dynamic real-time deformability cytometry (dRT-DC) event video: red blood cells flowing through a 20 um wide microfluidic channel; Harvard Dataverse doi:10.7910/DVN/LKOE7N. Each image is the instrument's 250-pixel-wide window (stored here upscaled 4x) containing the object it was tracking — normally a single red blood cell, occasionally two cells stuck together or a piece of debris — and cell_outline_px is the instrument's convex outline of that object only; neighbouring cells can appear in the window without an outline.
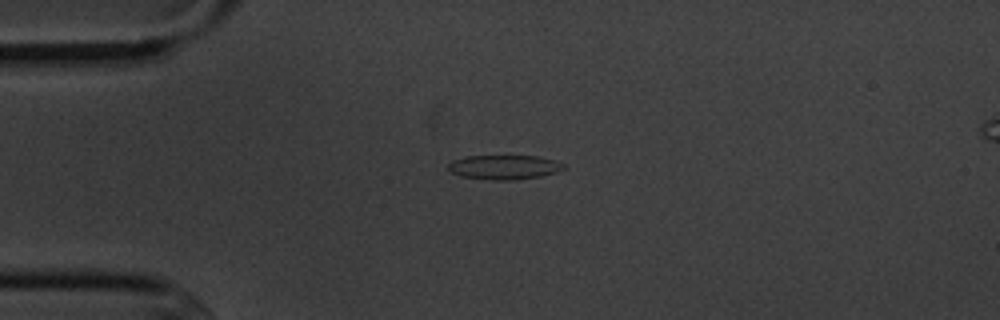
{"species": "common noctule bat (a hibernating species)", "species_latin": "Nyctalus noctula", "temperature_condition": "cold", "stored_images_in_passage": 7, "camera_frame_rate_fps": 3000, "um_per_image_px": 0.085, "animal": {"sex": "male", "body_mass_g": 20.1, "forearm_length_mm": 53.5}, "frame": {"image": 1, "passage_image": 1, "time_ms": 0.0, "image_size_px": [1000, 320], "cell_outline_px": [[568, 168], [556, 172], [540, 176], [512, 180], [492, 180], [460, 176], [452, 172], [448, 168], [448, 164], [452, 160], [468, 156], [536, 156], [556, 160], [564, 164]], "centroid_in_image_um": [42.88, 14.21], "position_along_channel_um": 42.1, "area_um2": 16.42}}
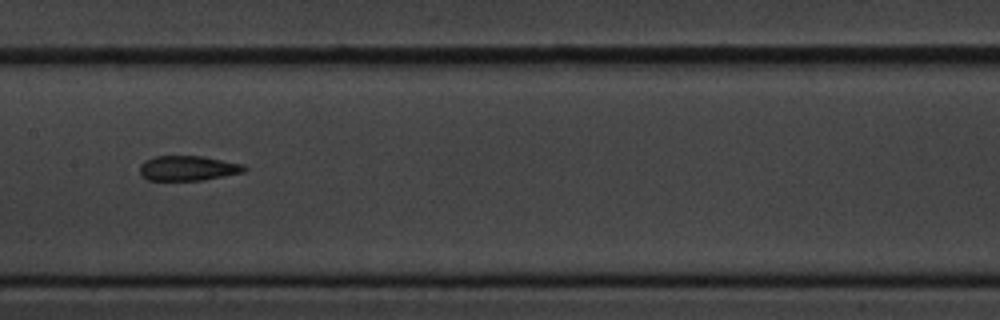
{"frame": {"image": 2, "passage_image": 5, "time_ms": 4.667, "image_size_px": [1000, 320], "cell_outline_px": [[248, 168], [244, 172], [204, 180], [148, 180], [140, 172], [140, 164], [144, 160], [152, 156], [200, 156], [244, 164]], "centroid_in_image_um": [15.98, 14.29], "position_along_channel_um": 191.4, "area_um2": 15.2}}
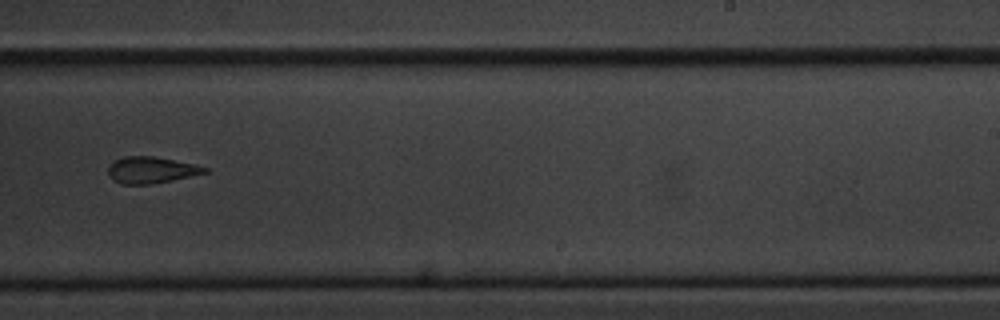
{"frame": {"image": 3, "passage_image": 7, "time_ms": 7.0, "image_size_px": [1000, 320], "cell_outline_px": [[208, 172], [152, 184], [120, 184], [112, 180], [108, 176], [108, 168], [116, 160], [124, 156], [152, 156], [192, 164], [208, 168]], "centroid_in_image_um": [12.79, 14.46], "position_along_channel_um": 276.2, "area_um2": 14.62}}